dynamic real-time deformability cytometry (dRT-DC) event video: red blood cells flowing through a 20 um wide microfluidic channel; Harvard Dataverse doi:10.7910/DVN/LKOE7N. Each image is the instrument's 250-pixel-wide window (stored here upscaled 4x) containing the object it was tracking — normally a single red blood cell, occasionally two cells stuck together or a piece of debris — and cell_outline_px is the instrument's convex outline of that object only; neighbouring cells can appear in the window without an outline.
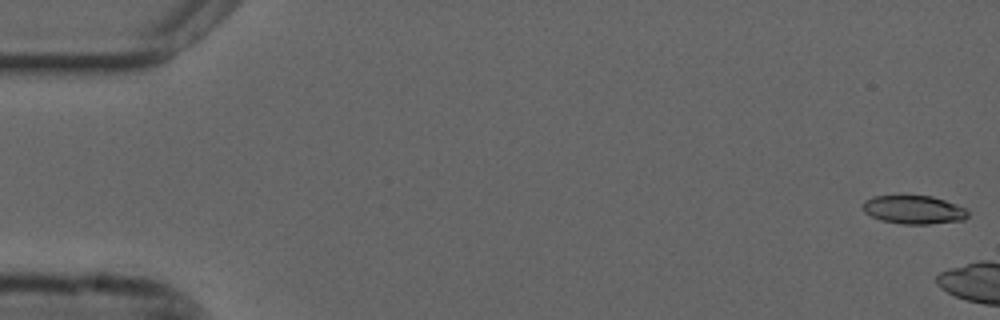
{"species": "common noctule bat (a hibernating species)", "species_latin": "Nyctalus noctula", "temperature_condition": "cold", "stored_images_in_passage": 5, "camera_frame_rate_fps": 3000, "um_per_image_px": 0.085, "animal": {"sex": "male", "forearm_length_mm": 52.5}, "frame": {"image": 1, "passage_image": 1, "time_ms": 0.0, "image_size_px": [1000, 320], "cell_outline_px": [[968, 216], [964, 220], [928, 224], [904, 224], [880, 220], [864, 212], [864, 200], [872, 196], [932, 196], [956, 204], [964, 208], [968, 212]], "centroid_in_image_um": [77.67, 17.83], "position_along_channel_um": 7.3, "area_um2": 17.28}}